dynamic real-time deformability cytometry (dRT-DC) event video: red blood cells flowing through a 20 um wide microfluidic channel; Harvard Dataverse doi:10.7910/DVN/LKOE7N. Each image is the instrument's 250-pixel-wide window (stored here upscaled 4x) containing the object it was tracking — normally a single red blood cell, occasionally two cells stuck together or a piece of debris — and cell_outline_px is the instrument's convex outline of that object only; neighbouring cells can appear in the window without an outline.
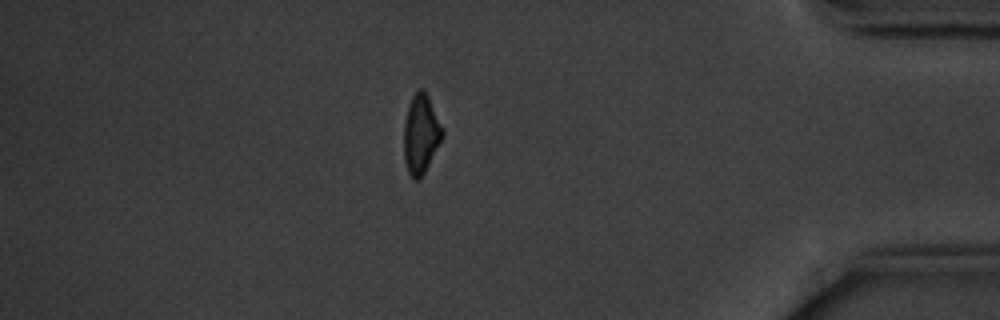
{"species": "common noctule bat (a hibernating species)", "species_latin": "Nyctalus noctula", "temperature_condition": "cold", "stored_images_in_passage": 15, "camera_frame_rate_fps": 3000, "um_per_image_px": 0.085, "animal": {"sex": "male", "body_mass_g": 20.1, "forearm_length_mm": 53.5}, "frame": {"image": 1, "passage_image": 15, "time_ms": 18.333, "image_size_px": [1000, 320], "cell_outline_px": [[444, 136], [420, 180], [412, 180], [408, 172], [404, 160], [404, 124], [408, 104], [412, 96], [420, 88], [424, 88], [444, 128]], "centroid_in_image_um": [35.78, 11.4], "position_along_channel_um": 399.4, "area_um2": 18.03}}